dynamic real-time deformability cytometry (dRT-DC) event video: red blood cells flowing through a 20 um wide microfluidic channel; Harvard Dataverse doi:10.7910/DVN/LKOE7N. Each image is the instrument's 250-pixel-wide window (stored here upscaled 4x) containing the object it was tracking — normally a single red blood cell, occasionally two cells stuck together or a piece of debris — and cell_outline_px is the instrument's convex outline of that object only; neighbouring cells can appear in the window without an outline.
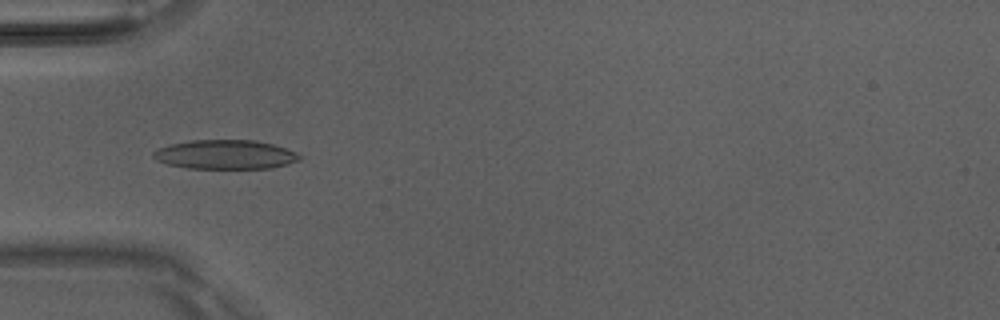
{"species": "Egyptian fruit bat (a non-hibernating species)", "species_latin": "Rousettus aegyptiacus", "temperature_condition": "room temperature", "stored_images_in_passage": 42, "camera_frame_rate_fps": 3000, "um_per_image_px": 0.085, "animal": {"sex": "male"}, "frame": {"image": 1, "passage_image": 13, "time_ms": 4.0, "image_size_px": [1000, 320], "cell_outline_px": [[304, 156], [300, 160], [288, 164], [272, 168], [188, 168], [168, 164], [156, 160], [152, 156], [152, 152], [160, 148], [172, 144], [188, 140], [256, 140], [272, 144], [296, 152]], "centroid_in_image_um": [19.18, 13.13], "position_along_channel_um": 65.8, "area_um2": 24.85}, "authors_computed_cell_mechanics": {"area_um2": 23.0044, "velocity_mm_per_s": 4.0764, "shape_relaxation_time_tau1_ms": 9.8508, "shape_relaxation_time_tau2_ms": 3.0444, "deformation_change_tau1": 0.2094, "deformation_change_tau2": 0.1077}}